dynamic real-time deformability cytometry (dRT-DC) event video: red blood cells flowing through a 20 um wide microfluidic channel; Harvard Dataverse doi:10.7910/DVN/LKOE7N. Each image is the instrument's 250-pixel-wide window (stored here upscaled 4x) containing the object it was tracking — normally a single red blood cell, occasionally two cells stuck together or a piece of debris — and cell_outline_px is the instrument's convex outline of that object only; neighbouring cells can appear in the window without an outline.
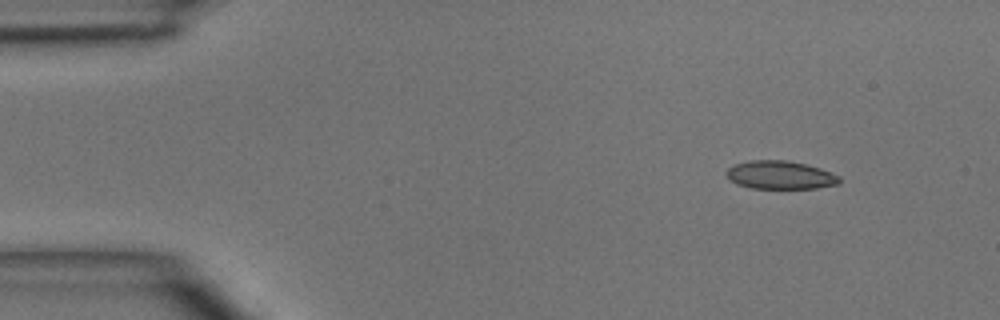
{"species": "common noctule bat (a hibernating species)", "species_latin": "Nyctalus noctula", "temperature_condition": "room temperature", "stored_images_in_passage": 3, "camera_frame_rate_fps": 3000, "um_per_image_px": 0.085, "animal": {"sex": "male", "body_mass_g": 15.6}, "frame": {"image": 1, "passage_image": 1, "time_ms": 0.0, "image_size_px": [1000, 320], "cell_outline_px": [[840, 184], [816, 188], [752, 188], [736, 184], [728, 180], [724, 172], [728, 168], [736, 164], [752, 160], [788, 160], [820, 168], [840, 176]], "centroid_in_image_um": [66.3, 14.88], "position_along_channel_um": 18.7, "area_um2": 18.67}}